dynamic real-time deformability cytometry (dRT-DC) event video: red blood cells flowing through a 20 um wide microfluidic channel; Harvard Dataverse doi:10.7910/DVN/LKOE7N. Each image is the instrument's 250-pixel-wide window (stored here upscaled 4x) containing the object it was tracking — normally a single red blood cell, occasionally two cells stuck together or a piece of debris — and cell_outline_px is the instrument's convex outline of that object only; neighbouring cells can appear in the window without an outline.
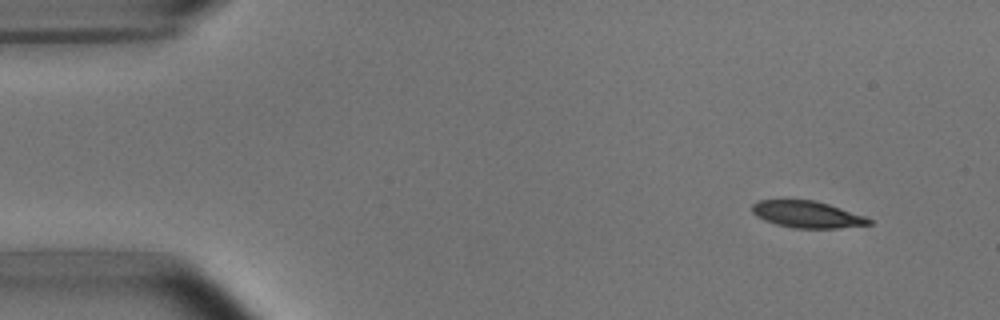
{"species": "common noctule bat (a hibernating species)", "species_latin": "Nyctalus noctula", "temperature_condition": "room temperature", "stored_images_in_passage": 5, "camera_frame_rate_fps": 3000, "um_per_image_px": 0.085, "animal": {"sex": "male", "body_mass_g": 15.6}, "frame": {"image": 1, "passage_image": 1, "time_ms": 0.0, "image_size_px": [1000, 320], "cell_outline_px": [[872, 224], [840, 228], [792, 228], [776, 224], [764, 220], [756, 216], [752, 212], [752, 204], [760, 200], [812, 200], [828, 204], [864, 216], [872, 220]], "centroid_in_image_um": [68.59, 18.23], "position_along_channel_um": 16.4, "area_um2": 18.09}}
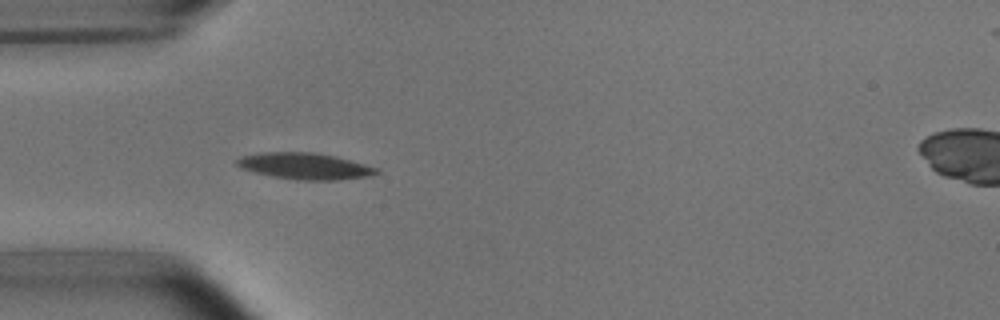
{"frame": {"image": 2, "passage_image": 4, "time_ms": 3.667, "image_size_px": [1000, 320], "cell_outline_px": [[380, 172], [372, 176], [336, 180], [296, 180], [272, 176], [240, 168], [236, 164], [236, 160], [240, 156], [260, 152], [312, 152], [336, 156], [380, 168]], "centroid_in_image_um": [25.94, 14.11], "position_along_channel_um": 59.1, "area_um2": 21.68}}